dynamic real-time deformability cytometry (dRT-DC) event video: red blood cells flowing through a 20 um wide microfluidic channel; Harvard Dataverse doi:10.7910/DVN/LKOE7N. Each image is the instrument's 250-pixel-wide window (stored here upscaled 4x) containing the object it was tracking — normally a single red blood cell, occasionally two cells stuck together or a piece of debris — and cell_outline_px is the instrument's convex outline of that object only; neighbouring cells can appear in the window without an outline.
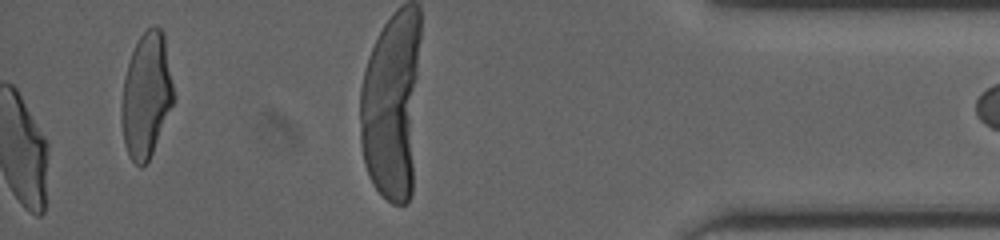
{"species": "human", "species_latin": "Homo sapiens", "temperature_condition": "cold", "stored_images_in_passage": 45, "camera_frame_rate_fps": 3000, "um_per_image_px": 0.085, "donor": {"sex": "male"}, "frame": {"image": 1, "passage_image": 45, "time_ms": 14.667, "image_size_px": [1000, 240], "cell_outline_px": [[176, 96], [152, 152], [148, 160], [140, 168], [128, 156], [124, 144], [120, 120], [120, 108], [124, 76], [132, 52], [140, 36], [152, 24], [156, 24], [164, 32]], "centroid_in_image_um": [12.44, 8.07], "position_along_channel_um": 422.8, "area_um2": 38.32}}